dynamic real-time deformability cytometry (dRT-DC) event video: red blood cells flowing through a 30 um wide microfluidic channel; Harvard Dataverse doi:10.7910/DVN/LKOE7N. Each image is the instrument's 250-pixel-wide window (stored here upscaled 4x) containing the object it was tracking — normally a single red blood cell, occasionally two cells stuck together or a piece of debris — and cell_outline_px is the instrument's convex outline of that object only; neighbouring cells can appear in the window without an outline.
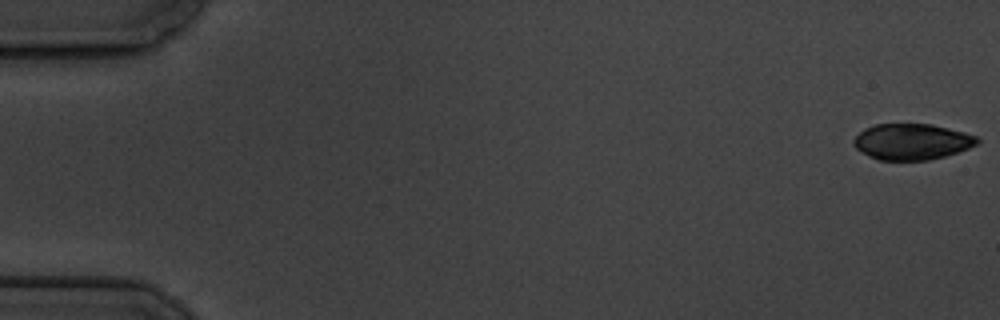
{"species": "common noctule bat (a hibernating species)", "species_latin": "Nyctalus noctula", "temperature_condition": "cold", "stored_images_in_passage": 7, "camera_frame_rate_fps": 3000, "um_per_image_px": 0.085, "animal": {"sex": "male", "body_mass_g": 19.5, "forearm_length_mm": 54.6}, "frame": {"image": 1, "passage_image": 1, "time_ms": 0.0, "image_size_px": [1000, 320], "cell_outline_px": [[980, 144], [944, 156], [928, 160], [880, 160], [868, 156], [856, 148], [852, 144], [852, 140], [864, 128], [876, 124], [932, 124], [964, 132], [976, 136], [980, 140]], "centroid_in_image_um": [77.5, 12.04], "position_along_channel_um": 7.5, "area_um2": 25.95}}
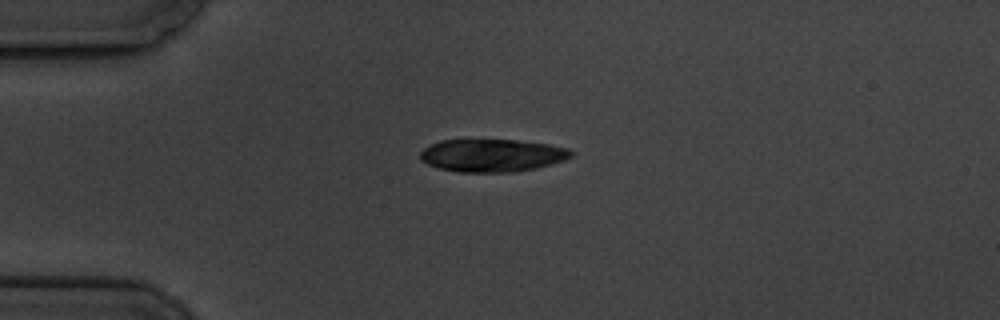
{"frame": {"image": 2, "passage_image": 5, "time_ms": 4.667, "image_size_px": [1000, 320], "cell_outline_px": [[576, 152], [572, 156], [564, 160], [552, 164], [536, 168], [512, 172], [456, 172], [440, 168], [428, 164], [420, 160], [420, 152], [424, 148], [440, 140], [516, 140], [548, 144], [568, 148]], "centroid_in_image_um": [41.85, 13.21], "position_along_channel_um": 43.2, "area_um2": 28.84}}